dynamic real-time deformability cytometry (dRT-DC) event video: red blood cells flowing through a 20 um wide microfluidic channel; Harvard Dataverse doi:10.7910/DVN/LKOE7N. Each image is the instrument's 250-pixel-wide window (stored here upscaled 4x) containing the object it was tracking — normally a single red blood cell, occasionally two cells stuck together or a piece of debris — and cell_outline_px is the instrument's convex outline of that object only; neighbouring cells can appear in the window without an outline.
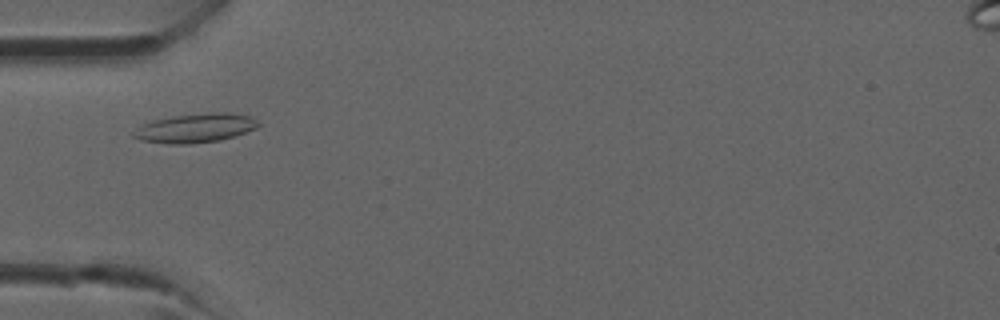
{"species": "common noctule bat (a hibernating species)", "species_latin": "Nyctalus noctula", "temperature_condition": "room temperature", "stored_images_in_passage": 36, "camera_frame_rate_fps": 3000, "um_per_image_px": 0.085, "animal": {"sex": "male", "forearm_length_mm": 52.5}, "frame": {"image": 1, "passage_image": 8, "time_ms": 2.333, "image_size_px": [1000, 320], "cell_outline_px": [[260, 124], [256, 128], [220, 140], [188, 144], [168, 144], [140, 140], [132, 136], [132, 132], [136, 128], [152, 120], [172, 116], [212, 112], [224, 112], [252, 116]], "centroid_in_image_um": [16.57, 10.88], "position_along_channel_um": 68.4, "area_um2": 21.04}}
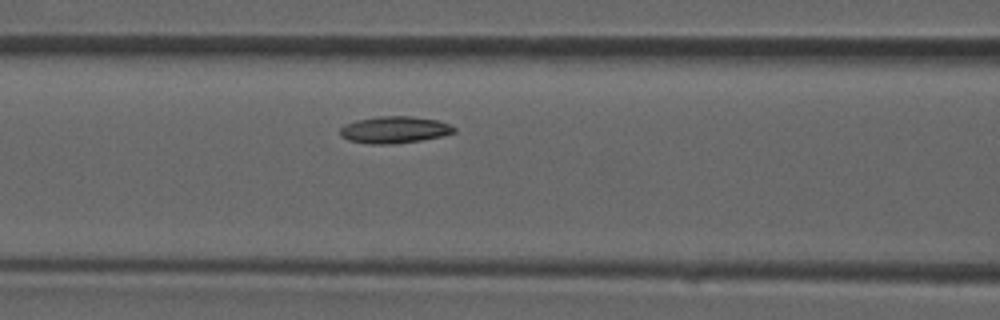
{"frame": {"image": 2, "passage_image": 12, "time_ms": 3.667, "image_size_px": [1000, 320], "cell_outline_px": [[456, 132], [444, 136], [420, 140], [392, 144], [368, 144], [348, 140], [340, 136], [340, 128], [344, 124], [356, 120], [380, 116], [412, 116], [436, 120], [448, 124], [456, 128]], "centroid_in_image_um": [33.51, 11.03], "position_along_channel_um": 133.1, "area_um2": 17.92}}
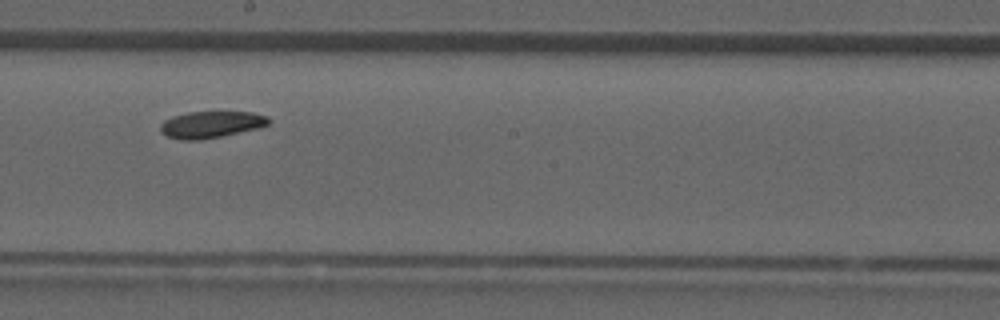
{"frame": {"image": 3, "passage_image": 18, "time_ms": 5.667, "image_size_px": [1000, 320], "cell_outline_px": [[272, 120], [268, 124], [260, 128], [200, 140], [180, 140], [168, 136], [160, 132], [160, 124], [164, 120], [172, 116], [188, 112], [252, 112], [268, 116]], "centroid_in_image_um": [17.95, 10.58], "position_along_channel_um": 230.3, "area_um2": 16.94}}